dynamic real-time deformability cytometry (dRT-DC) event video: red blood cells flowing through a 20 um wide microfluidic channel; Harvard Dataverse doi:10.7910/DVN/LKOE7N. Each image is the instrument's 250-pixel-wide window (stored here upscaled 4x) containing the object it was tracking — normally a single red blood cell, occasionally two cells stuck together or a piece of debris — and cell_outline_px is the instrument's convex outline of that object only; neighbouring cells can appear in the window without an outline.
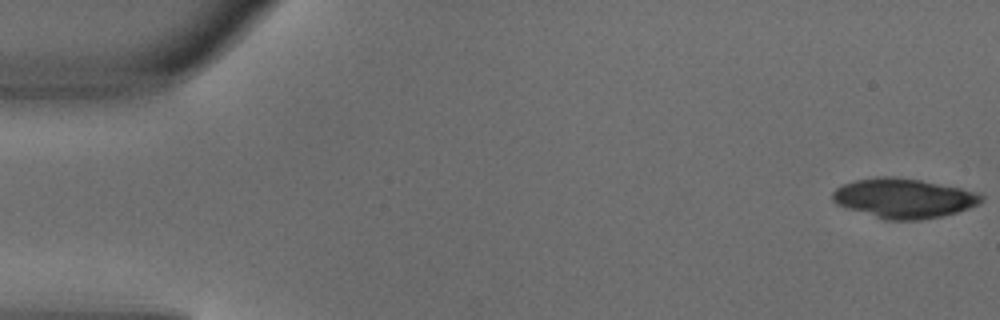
{"species": "common noctule bat (a hibernating species)", "species_latin": "Nyctalus noctula", "temperature_condition": "warm", "stored_images_in_passage": 5, "camera_frame_rate_fps": 3000, "um_per_image_px": 0.085, "animal": {"sex": "male", "body_mass_g": 18.8}, "frame": {"image": 1, "passage_image": 1, "time_ms": 0.0, "image_size_px": [1000, 320], "cell_outline_px": [[984, 200], [980, 204], [956, 212], [940, 216], [920, 220], [884, 220], [836, 204], [832, 200], [832, 192], [836, 188], [844, 184], [856, 180], [876, 176], [892, 176], [920, 180], [980, 192], [984, 196]], "centroid_in_image_um": [76.83, 16.85], "position_along_channel_um": 8.2, "area_um2": 34.39}}
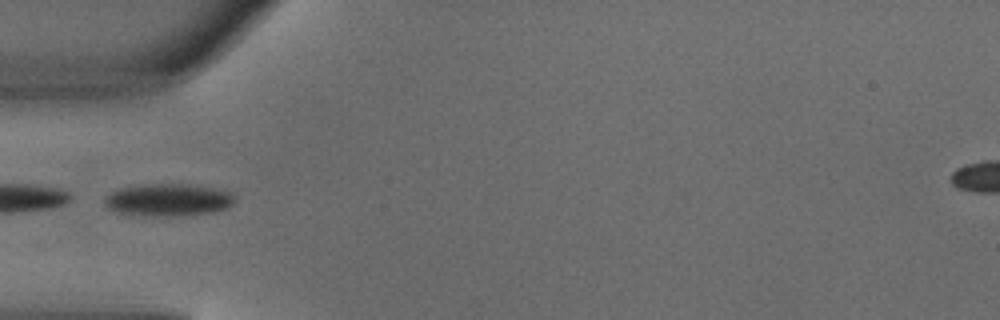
{"frame": {"image": 2, "passage_image": 4, "time_ms": 1.0, "image_size_px": [1000, 320], "cell_outline_px": [[236, 200], [228, 208], [212, 212], [172, 216], [144, 216], [116, 212], [108, 208], [104, 204], [104, 196], [120, 188], [152, 184], [188, 184], [216, 188], [232, 192], [236, 196]], "centroid_in_image_um": [14.32, 16.99], "position_along_channel_um": 70.7, "area_um2": 24.74}}